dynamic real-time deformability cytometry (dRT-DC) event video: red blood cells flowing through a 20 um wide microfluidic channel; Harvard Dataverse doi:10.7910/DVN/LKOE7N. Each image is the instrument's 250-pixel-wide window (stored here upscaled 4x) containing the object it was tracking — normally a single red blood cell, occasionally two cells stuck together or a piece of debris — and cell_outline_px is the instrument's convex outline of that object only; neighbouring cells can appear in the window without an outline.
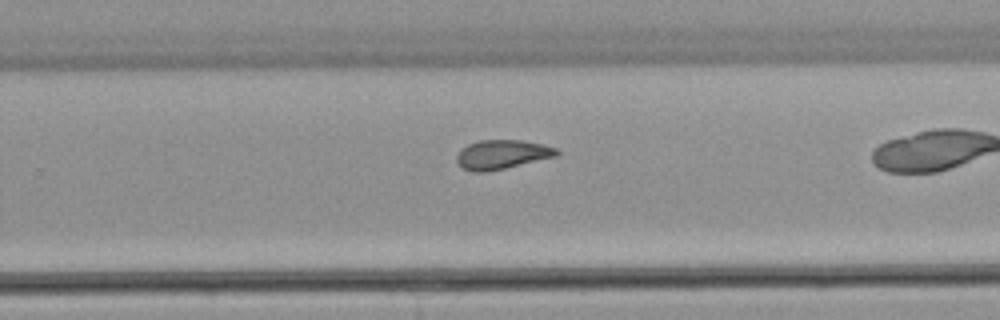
{"species": "common noctule bat (a hibernating species)", "species_latin": "Nyctalus noctula", "temperature_condition": "warm", "stored_images_in_passage": 26, "camera_frame_rate_fps": 3000, "um_per_image_px": 0.085, "animal": {"sex": "male", "body_mass_g": 21.5, "forearm_length_mm": 52.0}, "frame": {"image": 1, "passage_image": 19, "time_ms": 6.0, "image_size_px": [1000, 320], "cell_outline_px": [[560, 152], [556, 156], [504, 168], [484, 172], [472, 172], [460, 168], [456, 160], [456, 156], [460, 148], [468, 144], [480, 140], [524, 140], [544, 144], [556, 148]], "centroid_in_image_um": [42.62, 13.12], "position_along_channel_um": 287.2, "area_um2": 17.11}}
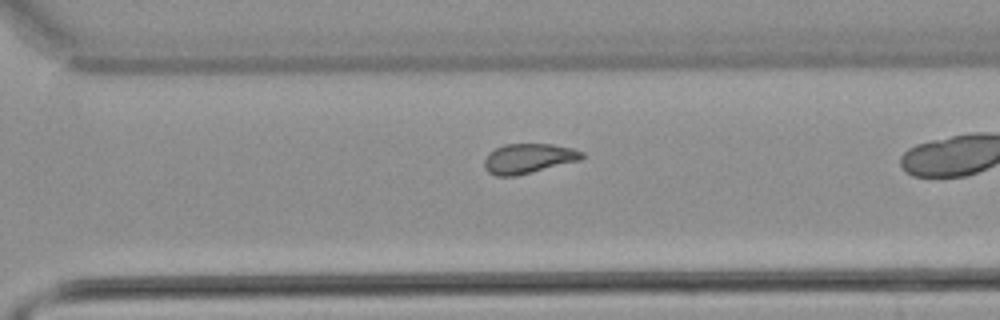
{"frame": {"image": 2, "passage_image": 22, "time_ms": 7.0, "image_size_px": [1000, 320], "cell_outline_px": [[584, 156], [580, 160], [512, 176], [496, 176], [488, 172], [484, 168], [484, 160], [488, 152], [504, 144], [552, 144], [572, 148], [584, 152]], "centroid_in_image_um": [44.88, 13.45], "position_along_channel_um": 325.7, "area_um2": 16.76}}